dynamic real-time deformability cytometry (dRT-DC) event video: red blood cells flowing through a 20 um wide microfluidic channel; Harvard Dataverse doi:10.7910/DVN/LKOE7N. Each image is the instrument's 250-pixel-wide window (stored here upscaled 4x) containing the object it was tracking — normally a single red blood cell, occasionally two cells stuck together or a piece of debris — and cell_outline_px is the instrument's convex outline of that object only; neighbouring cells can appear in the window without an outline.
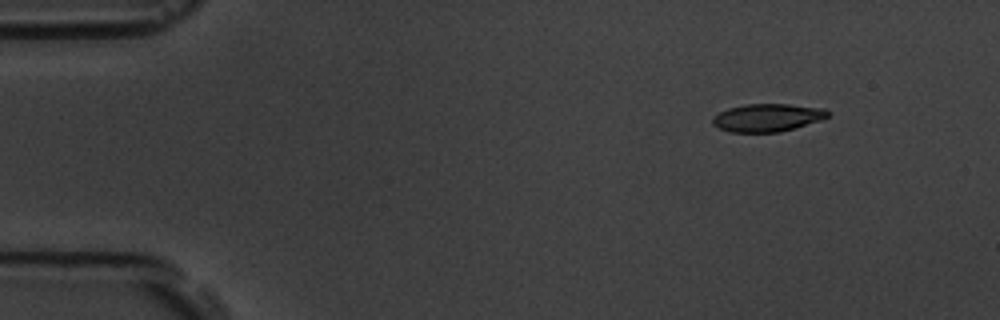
{"species": "common noctule bat (a hibernating species)", "species_latin": "Nyctalus noctula", "temperature_condition": "room temperature", "stored_images_in_passage": 4, "camera_frame_rate_fps": 3000, "um_per_image_px": 0.085, "animal": {"sex": "male", "body_mass_g": 19.5, "forearm_length_mm": 54.6}, "frame": {"image": 1, "passage_image": 1, "time_ms": 0.0, "image_size_px": [1000, 320], "cell_outline_px": [[828, 116], [820, 120], [780, 132], [728, 132], [712, 124], [712, 116], [728, 108], [744, 104], [788, 104], [824, 108], [828, 112]], "centroid_in_image_um": [65.18, 9.99], "position_along_channel_um": 19.8, "area_um2": 18.61}}
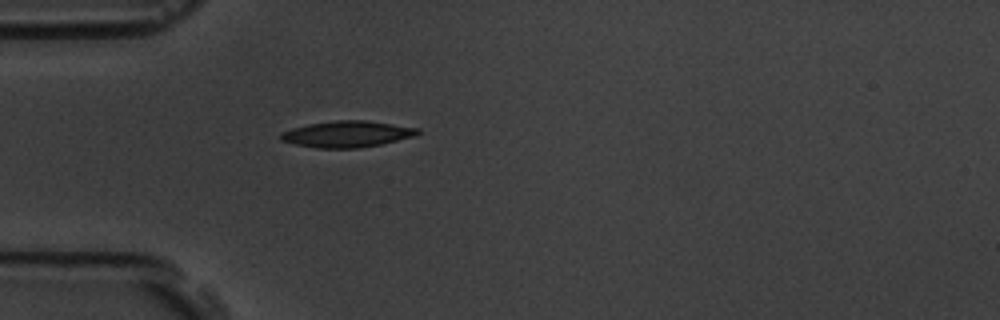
{"frame": {"image": 2, "passage_image": 4, "time_ms": 3.333, "image_size_px": [1000, 320], "cell_outline_px": [[420, 132], [416, 136], [380, 144], [360, 148], [316, 148], [296, 144], [280, 140], [280, 132], [292, 128], [308, 124], [336, 120], [364, 120], [420, 128]], "centroid_in_image_um": [29.5, 11.39], "position_along_channel_um": 55.5, "area_um2": 20.98}}